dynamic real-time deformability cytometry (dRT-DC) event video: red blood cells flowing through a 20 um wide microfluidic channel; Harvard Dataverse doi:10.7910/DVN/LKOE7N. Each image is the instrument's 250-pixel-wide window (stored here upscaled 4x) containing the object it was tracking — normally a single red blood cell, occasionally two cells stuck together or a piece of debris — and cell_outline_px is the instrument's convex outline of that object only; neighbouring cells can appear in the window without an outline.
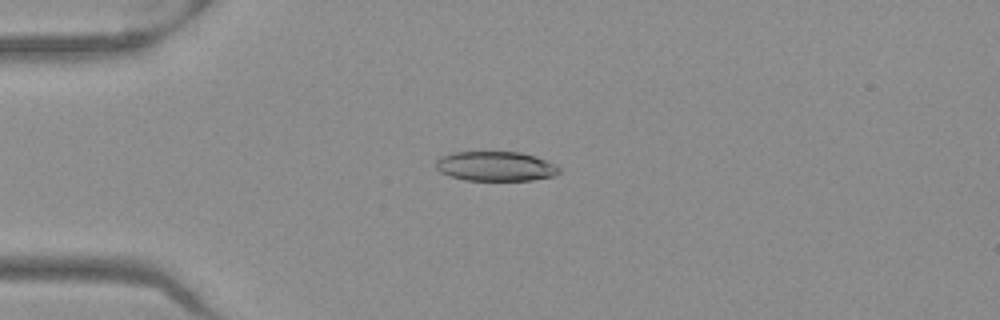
{"species": "Egyptian fruit bat (a non-hibernating species)", "species_latin": "Rousettus aegyptiacus", "temperature_condition": "warm", "stored_images_in_passage": 51, "camera_frame_rate_fps": 3000, "um_per_image_px": 0.085, "frame": {"image": 1, "passage_image": 13, "time_ms": 4.0, "image_size_px": [1000, 320], "cell_outline_px": [[560, 172], [556, 176], [532, 180], [464, 180], [448, 176], [440, 172], [436, 168], [436, 160], [440, 156], [452, 152], [520, 152], [536, 156], [556, 164], [560, 168]], "centroid_in_image_um": [42.13, 14.13], "position_along_channel_um": 42.9, "area_um2": 21.56}}
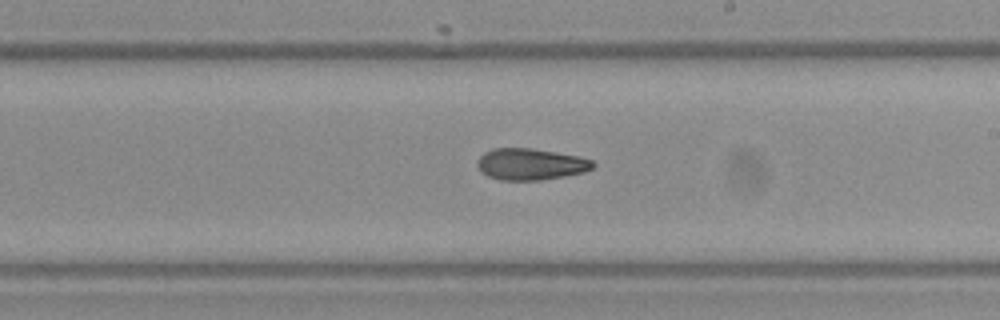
{"frame": {"image": 2, "passage_image": 30, "time_ms": 9.667, "image_size_px": [1000, 320], "cell_outline_px": [[596, 164], [592, 168], [584, 172], [564, 176], [540, 180], [500, 180], [488, 176], [480, 172], [476, 164], [476, 160], [484, 152], [492, 148], [532, 148], [580, 156], [592, 160]], "centroid_in_image_um": [45.07, 13.95], "position_along_channel_um": 243.9, "area_um2": 21.44}}
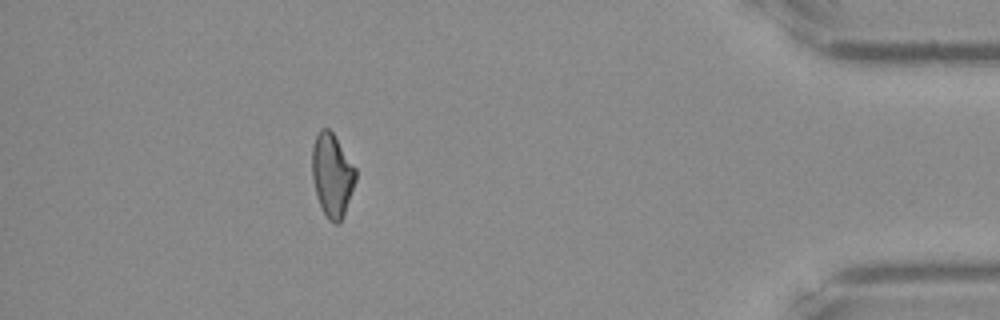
{"frame": {"image": 3, "passage_image": 46, "time_ms": 15.0, "image_size_px": [1000, 320], "cell_outline_px": [[356, 180], [344, 216], [340, 224], [336, 224], [328, 220], [316, 196], [312, 176], [312, 148], [316, 136], [320, 128], [328, 128], [332, 132], [356, 168]], "centroid_in_image_um": [28.23, 14.91], "position_along_channel_um": 407.0, "area_um2": 21.15}, "authors_computed_cell_mechanics": {"area_um2": 21.675, "velocity_mm_per_s": 3.985, "shape_relaxation_time_tau1_ms": null, "shape_relaxation_time_tau2_ms": 4.5316, "deformation_change_tau1": null, "deformation_change_tau2": 0.1308}}